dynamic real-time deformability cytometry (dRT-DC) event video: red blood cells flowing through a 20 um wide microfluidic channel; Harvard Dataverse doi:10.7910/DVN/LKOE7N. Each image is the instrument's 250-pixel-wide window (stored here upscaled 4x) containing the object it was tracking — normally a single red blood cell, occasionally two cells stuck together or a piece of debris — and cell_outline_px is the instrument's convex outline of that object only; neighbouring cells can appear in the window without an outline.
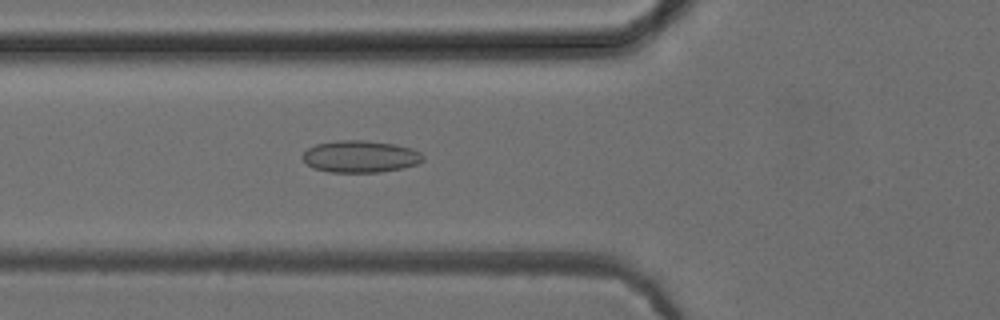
{"species": "common noctule bat (a hibernating species)", "species_latin": "Nyctalus noctula", "temperature_condition": "cold", "stored_images_in_passage": 44, "camera_frame_rate_fps": 3000, "um_per_image_px": 0.085, "animal": {"sex": "female", "body_mass_g": 24.6, "forearm_length_mm": 56.2}, "frame": {"image": 1, "passage_image": 11, "time_ms": 3.333, "image_size_px": [1000, 320], "cell_outline_px": [[424, 160], [416, 164], [400, 168], [380, 172], [328, 172], [316, 168], [308, 164], [304, 160], [304, 152], [308, 148], [316, 144], [336, 140], [364, 140], [392, 144], [412, 148], [420, 152], [424, 156]], "centroid_in_image_um": [30.64, 13.3], "position_along_channel_um": 95.2, "area_um2": 22.2}}
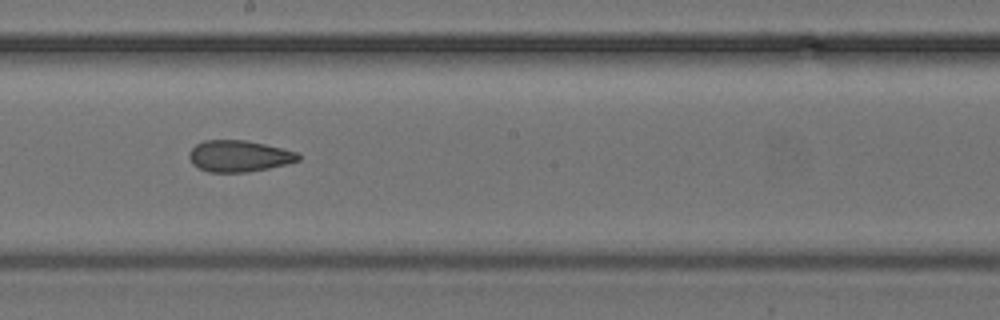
{"frame": {"image": 2, "passage_image": 21, "time_ms": 6.667, "image_size_px": [1000, 320], "cell_outline_px": [[300, 160], [268, 168], [244, 172], [208, 172], [192, 164], [188, 156], [188, 152], [196, 144], [204, 140], [248, 140], [296, 152], [300, 156]], "centroid_in_image_um": [20.26, 13.26], "position_along_channel_um": 227.9, "area_um2": 19.83}}
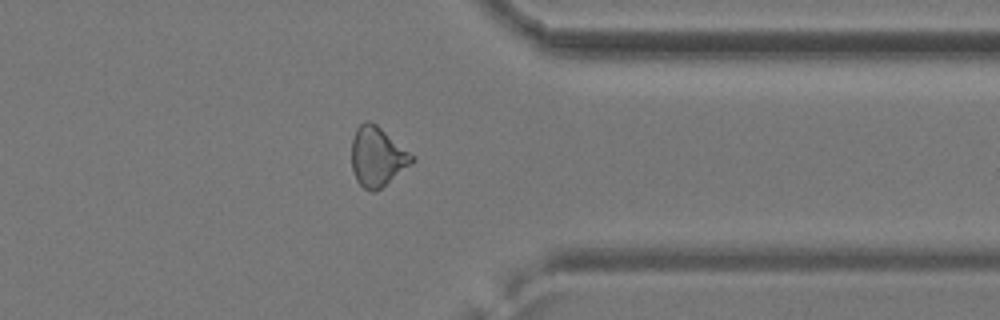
{"frame": {"image": 3, "passage_image": 33, "time_ms": 10.667, "image_size_px": [1000, 320], "cell_outline_px": [[416, 160], [376, 192], [372, 192], [364, 188], [356, 180], [352, 168], [352, 140], [356, 128], [364, 120], [368, 120], [376, 124], [416, 156]], "centroid_in_image_um": [32.08, 13.31], "position_along_channel_um": 379.3, "area_um2": 21.04}, "authors_computed_cell_mechanics": {"area_um2": 21.0681, "velocity_mm_per_s": 3.9598, "shape_relaxation_time_tau1_ms": null, "shape_relaxation_time_tau2_ms": 2.9649, "deformation_change_tau1": null, "deformation_change_tau2": 0.1048}}